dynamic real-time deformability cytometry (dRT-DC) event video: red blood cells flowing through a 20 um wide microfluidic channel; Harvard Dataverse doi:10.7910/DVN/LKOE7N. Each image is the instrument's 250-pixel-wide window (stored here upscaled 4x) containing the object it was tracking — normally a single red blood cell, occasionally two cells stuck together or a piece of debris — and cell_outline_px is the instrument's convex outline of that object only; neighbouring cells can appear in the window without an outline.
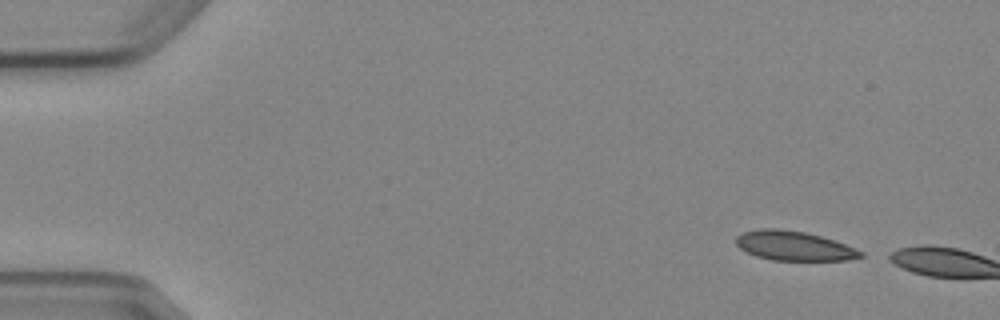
{"species": "Egyptian fruit bat (a non-hibernating species)", "species_latin": "Rousettus aegyptiacus", "temperature_condition": "cold", "stored_images_in_passage": 4, "camera_frame_rate_fps": 3000, "um_per_image_px": 0.085, "animal": {"sex": "female"}, "frame": {"image": 1, "passage_image": 1, "time_ms": 0.0, "image_size_px": [1000, 320], "cell_outline_px": [[864, 256], [848, 260], [772, 260], [756, 256], [740, 248], [736, 244], [736, 236], [744, 232], [760, 228], [776, 228], [804, 232], [836, 240], [864, 252]], "centroid_in_image_um": [67.5, 20.89], "position_along_channel_um": 17.5, "area_um2": 21.33}}